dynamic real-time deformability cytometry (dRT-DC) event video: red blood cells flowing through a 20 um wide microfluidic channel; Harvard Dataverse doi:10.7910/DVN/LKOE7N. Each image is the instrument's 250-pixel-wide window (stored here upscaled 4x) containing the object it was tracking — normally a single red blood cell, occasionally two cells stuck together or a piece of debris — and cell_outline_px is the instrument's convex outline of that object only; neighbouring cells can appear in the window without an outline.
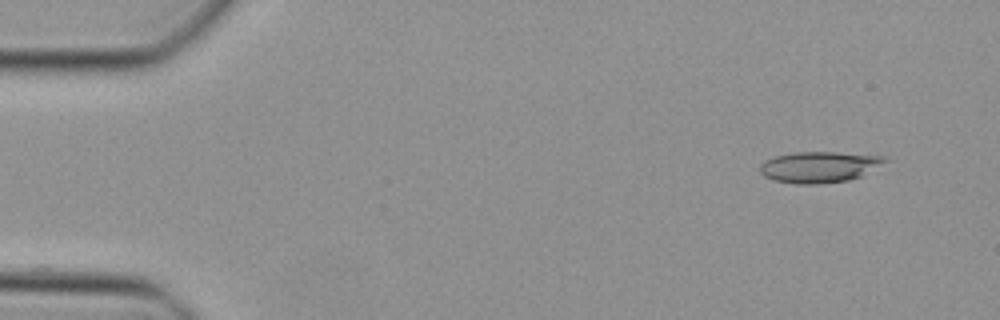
{"species": "Egyptian fruit bat (a non-hibernating species)", "species_latin": "Rousettus aegyptiacus", "temperature_condition": "cold", "stored_images_in_passage": 44, "camera_frame_rate_fps": 3000, "um_per_image_px": 0.085, "animal": {"sex": "female"}, "frame": {"image": 1, "passage_image": 1, "time_ms": 0.0, "image_size_px": [1000, 320], "cell_outline_px": [[888, 160], [860, 176], [848, 180], [820, 184], [796, 184], [772, 180], [764, 176], [760, 172], [760, 164], [764, 160], [772, 156], [792, 152], [836, 152], [884, 156]], "centroid_in_image_um": [69.56, 14.19], "position_along_channel_um": 15.4, "area_um2": 22.66}}
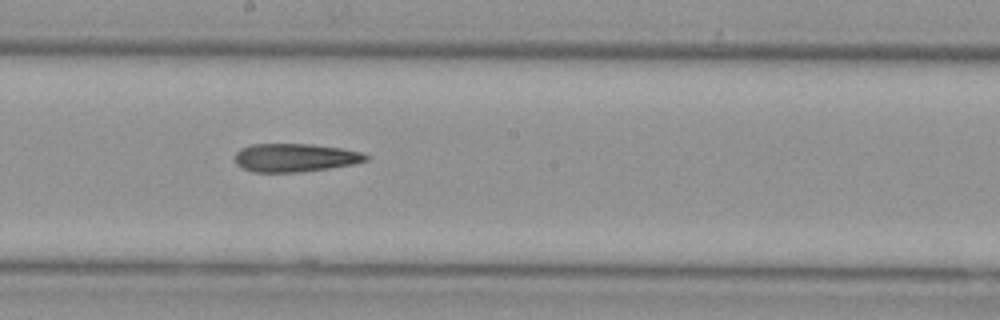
{"frame": {"image": 2, "passage_image": 23, "time_ms": 7.333, "image_size_px": [1000, 320], "cell_outline_px": [[372, 156], [368, 160], [352, 164], [328, 168], [300, 172], [252, 172], [236, 164], [236, 152], [240, 148], [252, 144], [312, 144], [340, 148], [360, 152]], "centroid_in_image_um": [25.08, 13.4], "position_along_channel_um": 223.1, "area_um2": 21.56}}
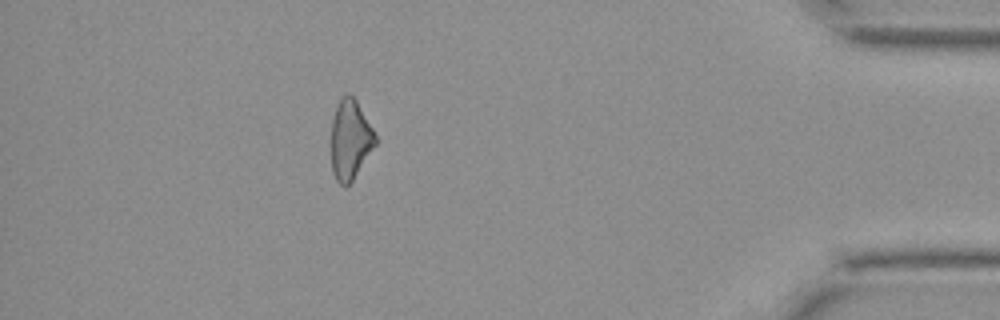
{"frame": {"image": 3, "passage_image": 39, "time_ms": 12.667, "image_size_px": [1000, 320], "cell_outline_px": [[376, 144], [352, 180], [344, 188], [336, 180], [332, 172], [332, 120], [336, 108], [340, 100], [344, 96], [352, 96], [356, 100], [372, 128], [376, 136]], "centroid_in_image_um": [29.76, 11.91], "position_along_channel_um": 405.4, "area_um2": 19.94}}